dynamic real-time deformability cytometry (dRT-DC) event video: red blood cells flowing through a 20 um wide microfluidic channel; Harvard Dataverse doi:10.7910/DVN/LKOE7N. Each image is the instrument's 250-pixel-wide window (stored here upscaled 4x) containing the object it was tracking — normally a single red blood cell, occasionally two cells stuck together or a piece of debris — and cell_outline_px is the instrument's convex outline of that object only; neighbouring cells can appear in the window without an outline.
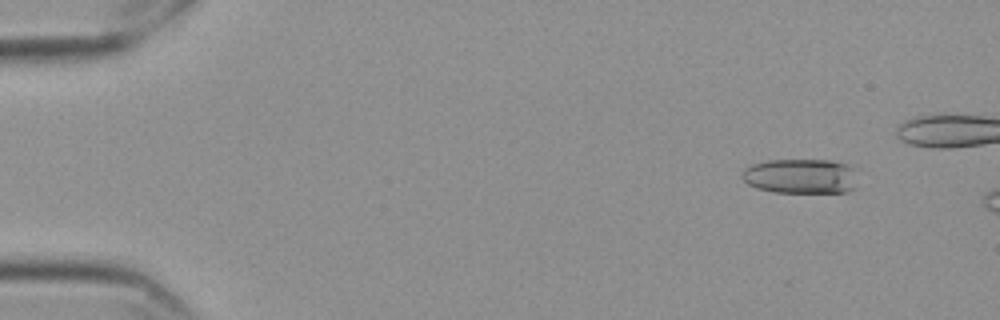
{"species": "Egyptian fruit bat (a non-hibernating species)", "species_latin": "Rousettus aegyptiacus", "temperature_condition": "cold", "stored_images_in_passage": 8, "camera_frame_rate_fps": 3000, "um_per_image_px": 0.085, "frame": {"image": 1, "passage_image": 3, "time_ms": 0.667, "image_size_px": [1000, 320], "cell_outline_px": [[856, 188], [848, 192], [776, 192], [756, 188], [748, 184], [740, 176], [744, 168], [752, 164], [768, 160], [832, 160], [848, 164], [856, 168]], "centroid_in_image_um": [68.1, 14.97], "position_along_channel_um": 16.9, "area_um2": 23.87}}